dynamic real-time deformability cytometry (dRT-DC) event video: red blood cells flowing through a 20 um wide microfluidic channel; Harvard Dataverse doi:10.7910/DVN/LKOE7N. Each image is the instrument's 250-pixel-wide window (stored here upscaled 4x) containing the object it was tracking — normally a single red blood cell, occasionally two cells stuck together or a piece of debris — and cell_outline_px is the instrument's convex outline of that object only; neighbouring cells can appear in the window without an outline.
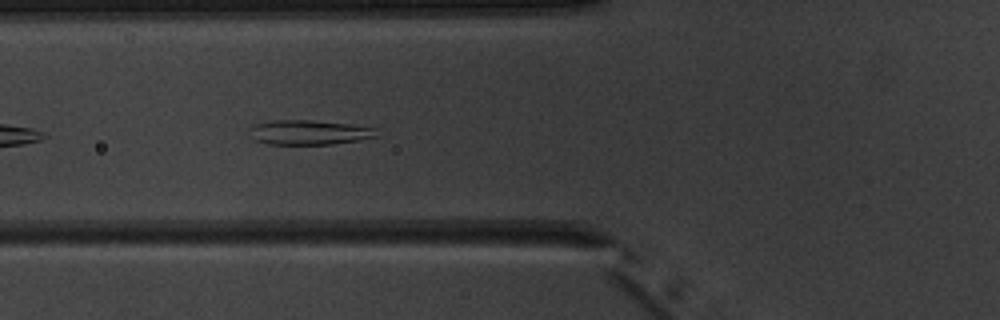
{"species": "common noctule bat (a hibernating species)", "species_latin": "Nyctalus noctula", "temperature_condition": "warm", "stored_images_in_passage": 6, "camera_frame_rate_fps": 3000, "um_per_image_px": 0.085, "animal": {"sex": "male", "body_mass_g": 20.1, "forearm_length_mm": 53.5}, "frame": {"image": 1, "passage_image": 6, "time_ms": 6.667, "image_size_px": [1000, 320], "cell_outline_px": [[380, 136], [360, 140], [332, 144], [268, 144], [252, 140], [248, 128], [256, 124], [272, 120], [312, 120], [348, 124], [376, 128]], "centroid_in_image_um": [26.26, 11.25], "position_along_channel_um": 99.5, "area_um2": 18.44}}